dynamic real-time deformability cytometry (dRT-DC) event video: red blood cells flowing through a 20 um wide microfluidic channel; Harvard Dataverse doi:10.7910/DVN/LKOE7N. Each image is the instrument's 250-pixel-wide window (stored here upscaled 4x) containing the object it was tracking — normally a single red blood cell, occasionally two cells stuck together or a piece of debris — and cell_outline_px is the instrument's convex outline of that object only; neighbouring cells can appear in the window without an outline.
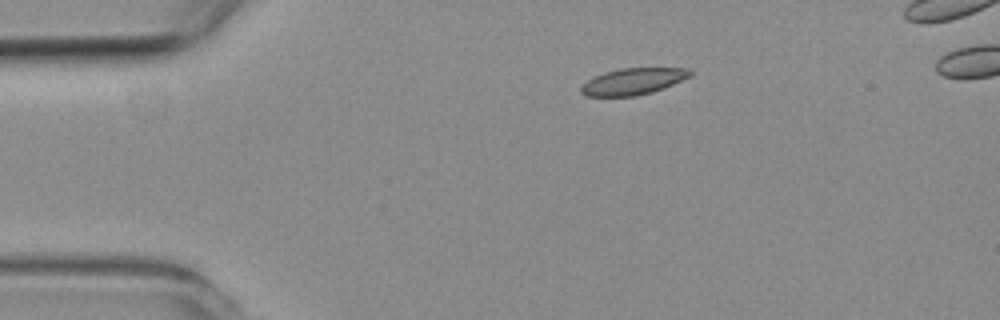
{"species": "common noctule bat (a hibernating species)", "species_latin": "Nyctalus noctula", "temperature_condition": "room temperature", "stored_images_in_passage": 2, "camera_frame_rate_fps": 3000, "um_per_image_px": 0.085, "animal": {"sex": "female", "body_mass_g": 19.3, "forearm_length_mm": 54.1}, "frame": {"image": 1, "passage_image": 2, "time_ms": 2.333, "image_size_px": [1000, 320], "cell_outline_px": [[692, 76], [652, 92], [636, 96], [584, 96], [580, 92], [580, 88], [588, 80], [604, 72], [620, 68], [688, 68], [692, 72]], "centroid_in_image_um": [53.81, 6.92], "position_along_channel_um": 31.2, "area_um2": 16.76}}